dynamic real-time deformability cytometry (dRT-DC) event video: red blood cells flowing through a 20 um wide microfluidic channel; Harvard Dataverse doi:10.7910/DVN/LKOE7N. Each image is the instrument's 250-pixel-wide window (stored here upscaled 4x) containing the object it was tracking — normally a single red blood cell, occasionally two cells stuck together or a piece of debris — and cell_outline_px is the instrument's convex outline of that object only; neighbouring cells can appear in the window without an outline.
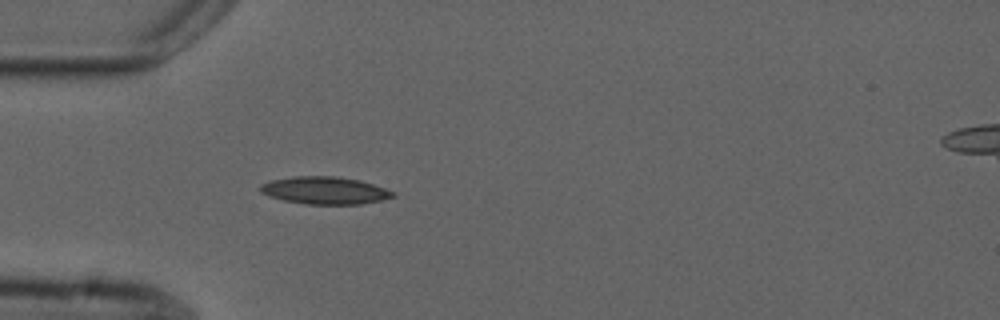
{"species": "common noctule bat (a hibernating species)", "species_latin": "Nyctalus noctula", "temperature_condition": "cold", "stored_images_in_passage": 4, "camera_frame_rate_fps": 3000, "um_per_image_px": 0.085, "animal": {"sex": "male", "forearm_length_mm": 52.5}, "frame": {"image": 1, "passage_image": 4, "time_ms": 3.333, "image_size_px": [1000, 320], "cell_outline_px": [[396, 196], [380, 200], [360, 204], [304, 204], [284, 200], [268, 196], [260, 192], [260, 184], [272, 180], [296, 176], [332, 176], [360, 180], [396, 192]], "centroid_in_image_um": [27.6, 16.19], "position_along_channel_um": 57.4, "area_um2": 21.1}}